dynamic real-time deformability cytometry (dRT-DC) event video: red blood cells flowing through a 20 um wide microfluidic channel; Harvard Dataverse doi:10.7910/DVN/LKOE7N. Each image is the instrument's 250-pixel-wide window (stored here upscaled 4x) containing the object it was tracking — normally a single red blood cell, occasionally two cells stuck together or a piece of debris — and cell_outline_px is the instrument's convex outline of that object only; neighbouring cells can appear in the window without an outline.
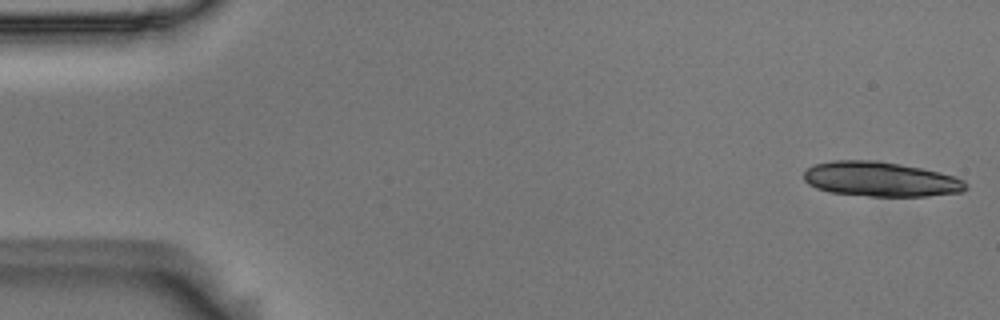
{"species": "Egyptian fruit bat (a non-hibernating species)", "species_latin": "Rousettus aegyptiacus", "temperature_condition": "room temperature", "stored_images_in_passage": 15, "camera_frame_rate_fps": 3000, "um_per_image_px": 0.085, "animal": {"sex": "male"}, "frame": {"image": 1, "passage_image": 1, "time_ms": 0.0, "image_size_px": [1000, 320], "cell_outline_px": [[968, 188], [964, 192], [928, 196], [868, 196], [832, 192], [816, 188], [808, 184], [804, 180], [804, 172], [812, 164], [832, 160], [876, 160], [920, 168], [940, 172], [956, 176], [964, 180], [968, 184]], "centroid_in_image_um": [74.87, 15.23], "position_along_channel_um": 10.1, "area_um2": 33.0}}